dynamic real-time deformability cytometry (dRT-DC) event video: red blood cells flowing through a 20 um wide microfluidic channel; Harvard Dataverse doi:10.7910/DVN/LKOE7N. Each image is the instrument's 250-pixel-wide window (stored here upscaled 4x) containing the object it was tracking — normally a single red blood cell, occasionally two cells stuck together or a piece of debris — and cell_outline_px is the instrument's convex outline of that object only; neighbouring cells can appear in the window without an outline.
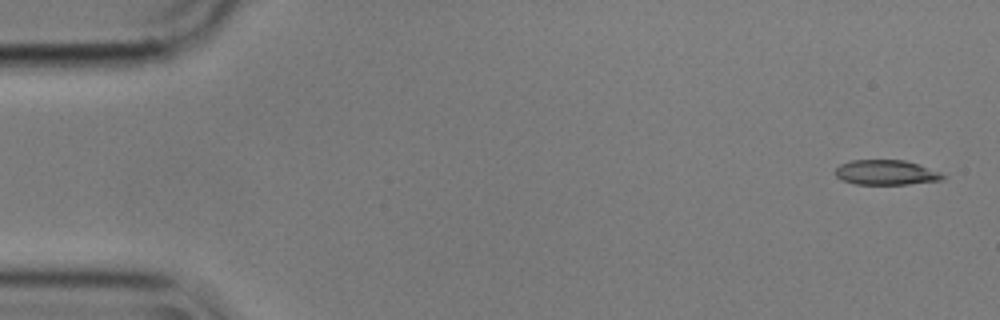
{"species": "common noctule bat (a hibernating species)", "species_latin": "Nyctalus noctula", "temperature_condition": "cold", "stored_images_in_passage": 55, "camera_frame_rate_fps": 3000, "um_per_image_px": 0.085, "animal": {"sex": "male", "body_mass_g": 17.9}, "frame": {"image": 1, "passage_image": 1, "time_ms": 0.0, "image_size_px": [1000, 320], "cell_outline_px": [[948, 176], [944, 180], [908, 184], [856, 184], [844, 180], [836, 176], [836, 168], [840, 164], [852, 160], [904, 160], [940, 172]], "centroid_in_image_um": [75.35, 14.66], "position_along_channel_um": 9.6, "area_um2": 15.49}}
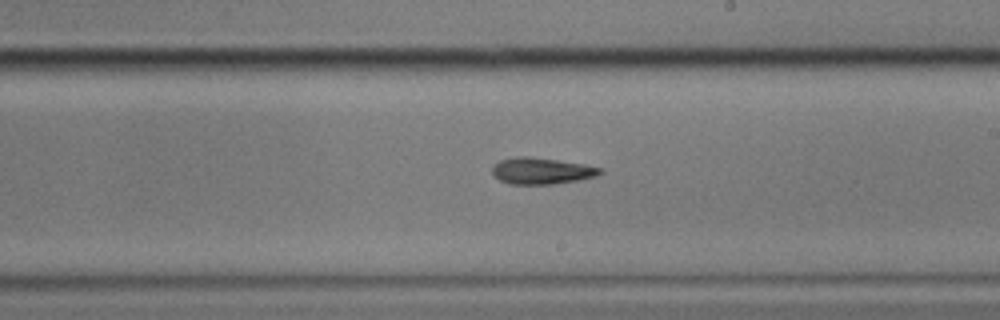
{"frame": {"image": 2, "passage_image": 31, "time_ms": 10.0, "image_size_px": [1000, 320], "cell_outline_px": [[604, 172], [596, 176], [576, 180], [552, 184], [508, 184], [492, 176], [492, 168], [500, 160], [516, 156], [528, 156], [584, 164], [604, 168]], "centroid_in_image_um": [46.02, 14.52], "position_along_channel_um": 243.0, "area_um2": 16.65}}
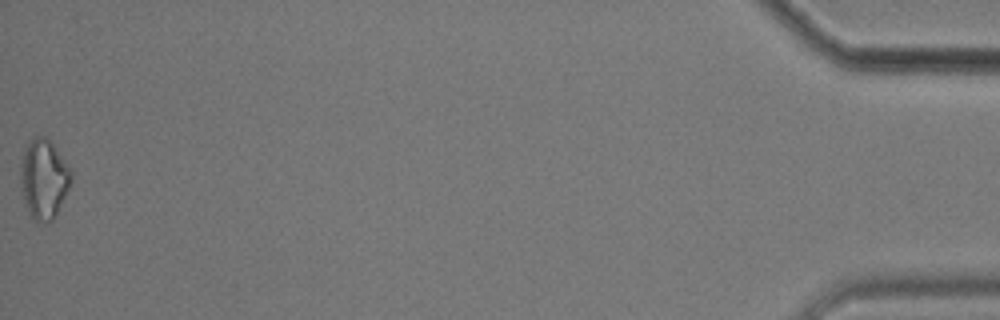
{"frame": {"image": 3, "passage_image": 55, "time_ms": 18.0, "image_size_px": [1000, 320], "cell_outline_px": [[72, 180], [52, 220], [48, 224], [40, 224], [32, 216], [24, 200], [20, 172], [20, 168], [24, 148], [36, 136], [44, 136], [52, 144], [72, 168]], "centroid_in_image_um": [3.74, 15.2], "position_along_channel_um": 431.5, "area_um2": 23.0}}